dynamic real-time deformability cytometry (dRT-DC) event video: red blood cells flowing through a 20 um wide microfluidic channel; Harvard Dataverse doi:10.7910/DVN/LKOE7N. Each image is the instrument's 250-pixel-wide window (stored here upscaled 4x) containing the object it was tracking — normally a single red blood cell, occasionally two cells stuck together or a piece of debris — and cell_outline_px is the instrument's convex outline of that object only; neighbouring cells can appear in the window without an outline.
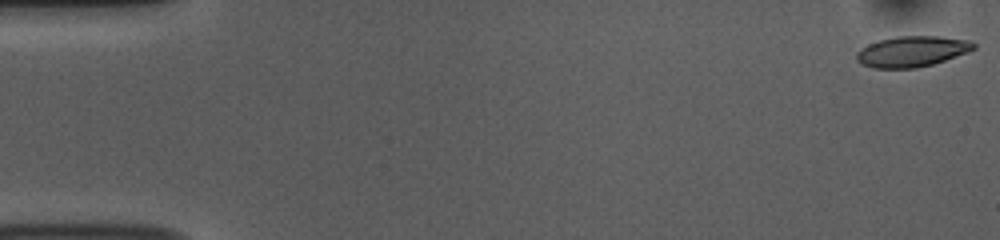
{"species": "common noctule bat (a hibernating species)", "species_latin": "Nyctalus noctula", "temperature_condition": "room temperature", "stored_images_in_passage": 53, "camera_frame_rate_fps": 3000, "um_per_image_px": 0.085, "animal": {"sex": "female", "body_mass_g": 10.0, "forearm_length_mm": 53.1}, "frame": {"image": 1, "passage_image": 1, "time_ms": 0.0, "image_size_px": [1000, 240], "cell_outline_px": [[976, 48], [968, 52], [932, 64], [916, 68], [876, 68], [864, 64], [856, 60], [856, 52], [868, 44], [880, 40], [896, 36], [940, 36], [968, 40], [976, 44]], "centroid_in_image_um": [77.53, 4.36], "position_along_channel_um": 7.5, "area_um2": 20.81}}
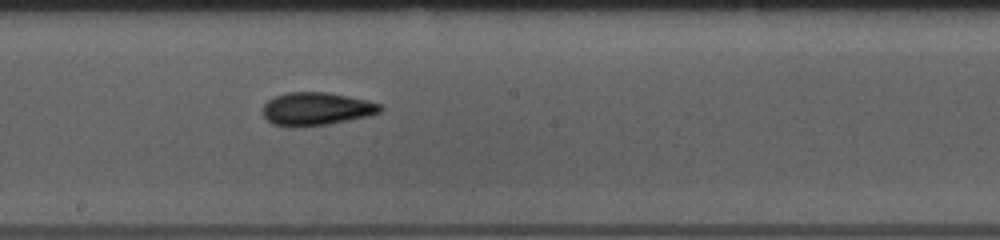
{"frame": {"image": 2, "passage_image": 29, "time_ms": 9.333, "image_size_px": [1000, 240], "cell_outline_px": [[384, 108], [380, 112], [368, 116], [328, 124], [272, 124], [264, 116], [264, 104], [268, 100], [276, 96], [288, 92], [324, 92], [348, 96], [368, 100], [380, 104]], "centroid_in_image_um": [26.95, 9.21], "position_along_channel_um": 221.2, "area_um2": 21.79}}
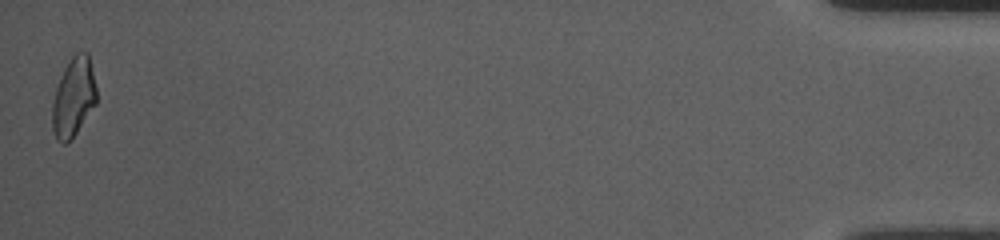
{"frame": {"image": 3, "passage_image": 53, "time_ms": 17.333, "image_size_px": [1000, 240], "cell_outline_px": [[96, 104], [72, 140], [64, 144], [56, 140], [52, 128], [52, 100], [60, 76], [64, 68], [72, 56], [76, 52], [88, 52], [96, 88]], "centroid_in_image_um": [6.24, 8.3], "position_along_channel_um": 429.0, "area_um2": 20.58}, "authors_computed_cell_mechanics": {"area_um2": 21.2126, "velocity_mm_per_s": 3.7533, "shape_relaxation_time_tau1_ms": 4.4861, "shape_relaxation_time_tau2_ms": 2.7703, "deformation_change_tau1": 0.129, "deformation_change_tau2": 0.0818}}